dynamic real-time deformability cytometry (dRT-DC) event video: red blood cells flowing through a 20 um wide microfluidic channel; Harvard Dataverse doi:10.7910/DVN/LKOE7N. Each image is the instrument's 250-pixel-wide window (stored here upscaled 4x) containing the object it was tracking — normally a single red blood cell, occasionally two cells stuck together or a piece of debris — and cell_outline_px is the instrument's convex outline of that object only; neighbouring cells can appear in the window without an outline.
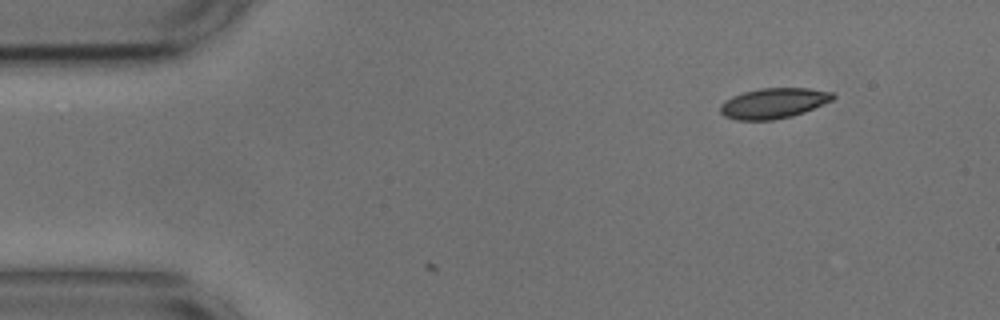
{"species": "common noctule bat (a hibernating species)", "species_latin": "Nyctalus noctula", "temperature_condition": "cold", "stored_images_in_passage": 3, "camera_frame_rate_fps": 3000, "um_per_image_px": 0.085, "animal": {"sex": "male", "body_mass_g": 17.9, "forearm_length_mm": 54.2}, "frame": {"image": 1, "passage_image": 1, "time_ms": 0.0, "image_size_px": [1000, 320], "cell_outline_px": [[836, 96], [832, 100], [804, 112], [792, 116], [772, 120], [736, 120], [724, 116], [720, 112], [720, 104], [724, 100], [732, 96], [744, 92], [760, 88], [808, 88], [832, 92]], "centroid_in_image_um": [65.72, 8.77], "position_along_channel_um": 19.3, "area_um2": 19.94}}